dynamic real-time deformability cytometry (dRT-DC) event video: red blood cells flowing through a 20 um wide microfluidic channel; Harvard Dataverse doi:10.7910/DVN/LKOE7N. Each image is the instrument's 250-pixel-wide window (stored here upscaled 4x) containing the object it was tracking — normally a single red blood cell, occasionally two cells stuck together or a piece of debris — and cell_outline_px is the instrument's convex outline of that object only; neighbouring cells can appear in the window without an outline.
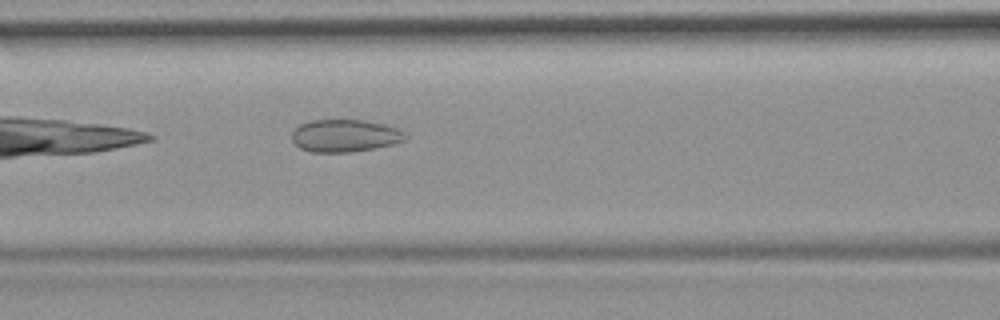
{"species": "common noctule bat (a hibernating species)", "species_latin": "Nyctalus noctula", "temperature_condition": "room temperature", "stored_images_in_passage": 7, "camera_frame_rate_fps": 3000, "um_per_image_px": 0.085, "animal": {"sex": "female", "body_mass_g": 19.9}, "frame": {"image": 1, "passage_image": 7, "time_ms": 2.0, "image_size_px": [1000, 320], "cell_outline_px": [[408, 136], [404, 140], [392, 144], [352, 152], [312, 152], [300, 148], [292, 140], [292, 132], [300, 124], [312, 120], [364, 120], [384, 124], [400, 128]], "centroid_in_image_um": [29.33, 11.53], "position_along_channel_um": 137.3, "area_um2": 21.44}}